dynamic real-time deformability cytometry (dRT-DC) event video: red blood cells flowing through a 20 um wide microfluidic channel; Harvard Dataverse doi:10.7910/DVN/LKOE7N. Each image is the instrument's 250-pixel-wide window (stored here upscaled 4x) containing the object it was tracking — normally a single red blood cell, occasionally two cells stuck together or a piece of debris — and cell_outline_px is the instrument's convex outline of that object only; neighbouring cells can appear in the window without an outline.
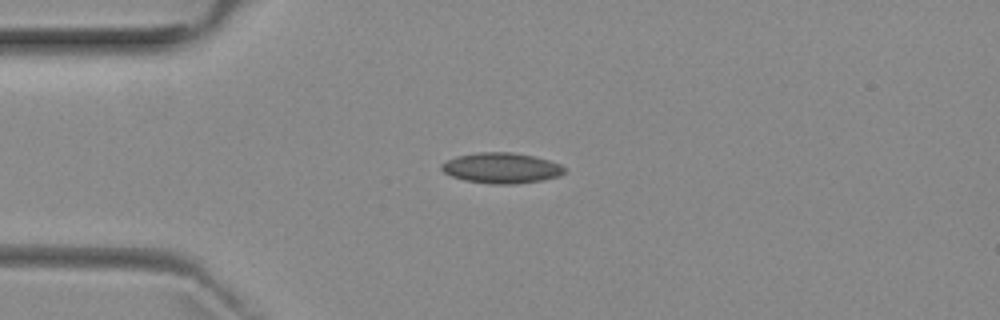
{"species": "common noctule bat (a hibernating species)", "species_latin": "Nyctalus noctula", "temperature_condition": "room temperature", "stored_images_in_passage": 3, "camera_frame_rate_fps": 3000, "um_per_image_px": 0.085, "animal": {"sex": "female", "body_mass_g": 29.2, "forearm_length_mm": 56.3}, "frame": {"image": 1, "passage_image": 3, "time_ms": 2.333, "image_size_px": [1000, 320], "cell_outline_px": [[564, 172], [560, 176], [540, 180], [512, 184], [488, 184], [464, 180], [452, 176], [444, 172], [440, 168], [440, 164], [444, 160], [456, 156], [476, 152], [512, 152], [532, 156], [548, 160], [560, 164], [564, 168]], "centroid_in_image_um": [42.56, 14.27], "position_along_channel_um": 42.4, "area_um2": 21.91}}